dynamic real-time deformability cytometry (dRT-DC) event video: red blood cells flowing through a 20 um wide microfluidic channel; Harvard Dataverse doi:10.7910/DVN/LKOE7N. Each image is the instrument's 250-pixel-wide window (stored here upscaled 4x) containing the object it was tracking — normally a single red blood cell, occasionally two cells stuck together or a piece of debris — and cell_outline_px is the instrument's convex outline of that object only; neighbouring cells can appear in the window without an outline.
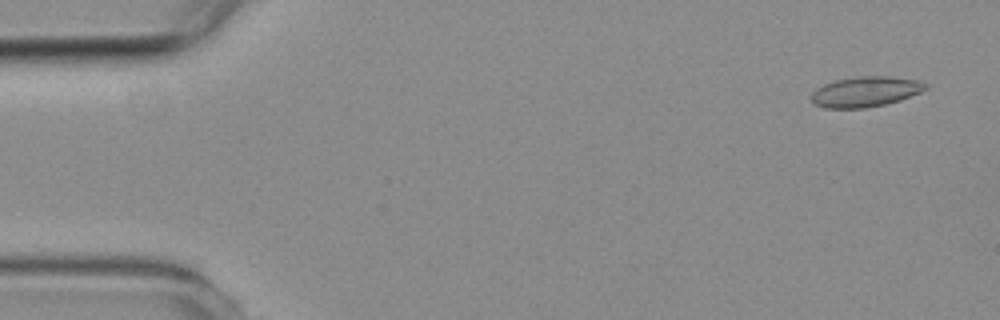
{"species": "common noctule bat (a hibernating species)", "species_latin": "Nyctalus noctula", "temperature_condition": "room temperature", "stored_images_in_passage": 6, "camera_frame_rate_fps": 3000, "um_per_image_px": 0.085, "animal": {"sex": "female", "body_mass_g": 19.3, "forearm_length_mm": 54.1}, "frame": {"image": 1, "passage_image": 1, "time_ms": 0.0, "image_size_px": [1000, 320], "cell_outline_px": [[928, 88], [920, 92], [900, 100], [884, 104], [864, 108], [824, 108], [816, 104], [812, 100], [812, 92], [816, 88], [824, 84], [836, 80], [864, 76], [888, 76], [916, 80], [928, 84]], "centroid_in_image_um": [73.57, 7.79], "position_along_channel_um": 11.4, "area_um2": 19.94}}
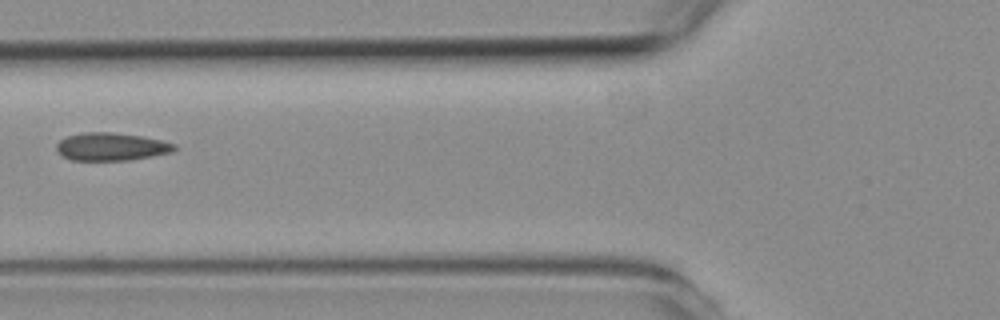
{"frame": {"image": 2, "passage_image": 5, "time_ms": 5.667, "image_size_px": [1000, 320], "cell_outline_px": [[176, 148], [172, 152], [128, 160], [72, 160], [56, 152], [56, 144], [60, 140], [68, 136], [84, 132], [112, 132], [140, 136], [160, 140], [176, 144]], "centroid_in_image_um": [9.43, 12.46], "position_along_channel_um": 116.4, "area_um2": 18.96}}
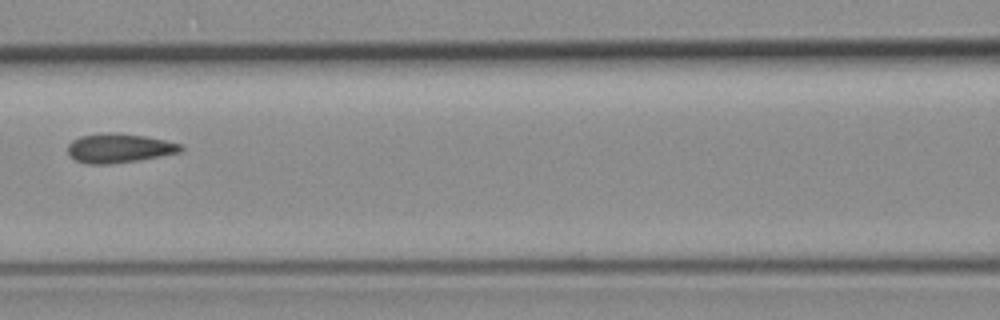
{"frame": {"image": 3, "passage_image": 6, "time_ms": 6.667, "image_size_px": [1000, 320], "cell_outline_px": [[184, 148], [180, 152], [140, 160], [112, 164], [88, 164], [76, 160], [68, 152], [68, 144], [72, 140], [80, 136], [112, 132], [144, 136], [164, 140], [180, 144]], "centroid_in_image_um": [10.12, 12.6], "position_along_channel_um": 156.5, "area_um2": 19.07}}